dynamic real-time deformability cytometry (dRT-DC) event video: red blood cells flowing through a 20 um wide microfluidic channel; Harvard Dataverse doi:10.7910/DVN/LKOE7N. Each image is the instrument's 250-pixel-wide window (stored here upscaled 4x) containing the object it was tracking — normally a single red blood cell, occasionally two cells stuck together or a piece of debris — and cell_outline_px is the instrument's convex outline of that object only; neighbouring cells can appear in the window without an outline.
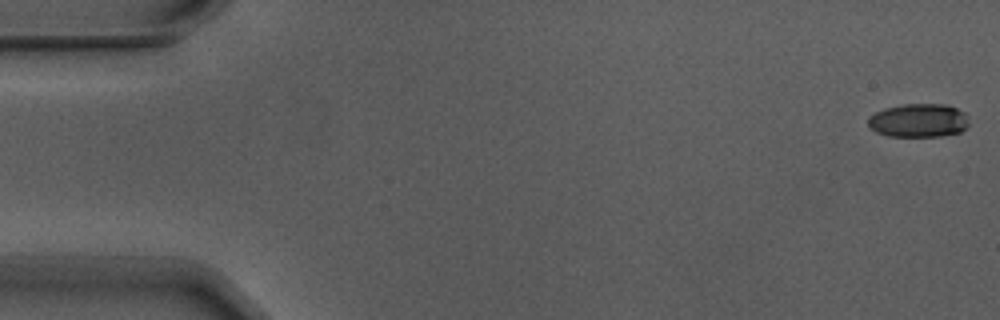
{"species": "Egyptian fruit bat (a non-hibernating species)", "species_latin": "Rousettus aegyptiacus", "temperature_condition": "warm", "stored_images_in_passage": 6, "segment_of_instrument_passage": [1, 2], "camera_frame_rate_fps": 3000, "um_per_image_px": 0.085, "animal": {"sex": "male"}, "frame": {"image": 1, "passage_image": 1, "time_ms": 0.0, "image_size_px": [1000, 320], "cell_outline_px": [[968, 124], [960, 132], [940, 136], [888, 136], [876, 132], [868, 128], [868, 120], [876, 112], [884, 108], [904, 104], [944, 104], [956, 108], [964, 112]], "centroid_in_image_um": [78.05, 10.24], "position_along_channel_um": 7.0, "area_um2": 19.59}}